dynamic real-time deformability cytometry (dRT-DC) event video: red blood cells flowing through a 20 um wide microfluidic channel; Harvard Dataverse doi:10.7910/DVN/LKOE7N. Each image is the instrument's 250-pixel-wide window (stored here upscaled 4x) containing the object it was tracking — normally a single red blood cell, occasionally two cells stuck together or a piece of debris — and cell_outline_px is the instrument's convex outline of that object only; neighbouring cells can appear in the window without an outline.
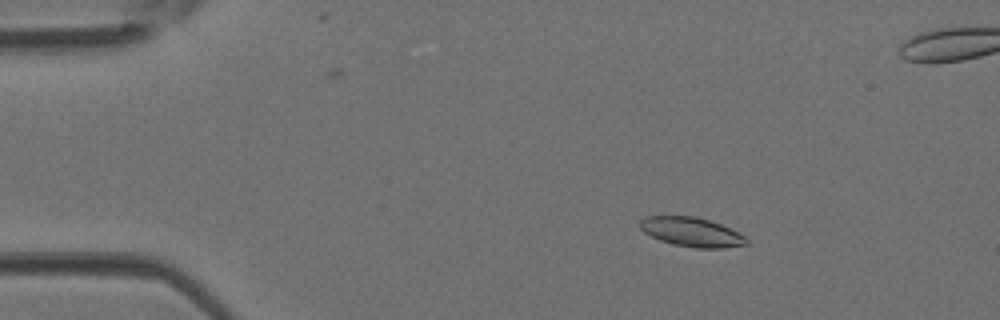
{"species": "Egyptian fruit bat (a non-hibernating species)", "species_latin": "Rousettus aegyptiacus", "temperature_condition": "room temperature", "stored_images_in_passage": 42, "camera_frame_rate_fps": 3000, "um_per_image_px": 0.085, "animal": {"sex": "female"}, "frame": {"image": 1, "passage_image": 6, "time_ms": 1.667, "image_size_px": [1000, 320], "cell_outline_px": [[748, 244], [724, 248], [696, 248], [672, 244], [660, 240], [644, 232], [640, 228], [640, 220], [644, 216], [692, 216], [708, 220], [720, 224], [740, 232], [748, 240]], "centroid_in_image_um": [58.79, 19.72], "position_along_channel_um": 26.2, "area_um2": 18.15}}
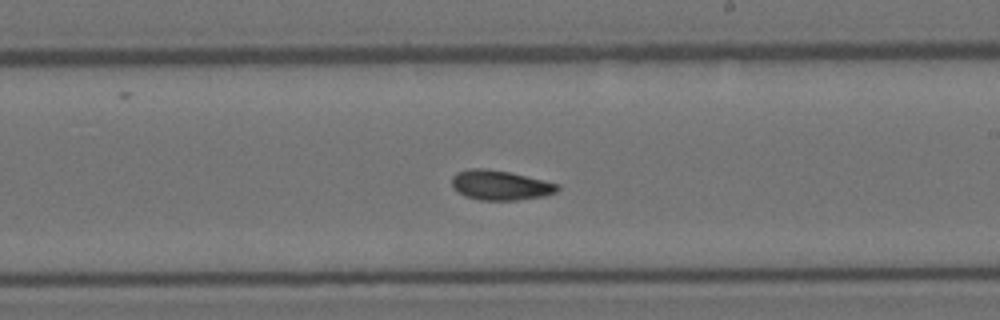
{"frame": {"image": 2, "passage_image": 24, "time_ms": 7.667, "image_size_px": [1000, 320], "cell_outline_px": [[560, 188], [556, 192], [544, 196], [516, 200], [480, 200], [464, 196], [456, 192], [452, 188], [452, 176], [456, 172], [472, 168], [484, 168], [508, 172], [544, 180], [560, 184]], "centroid_in_image_um": [42.5, 15.74], "position_along_channel_um": 246.5, "area_um2": 18.44}}
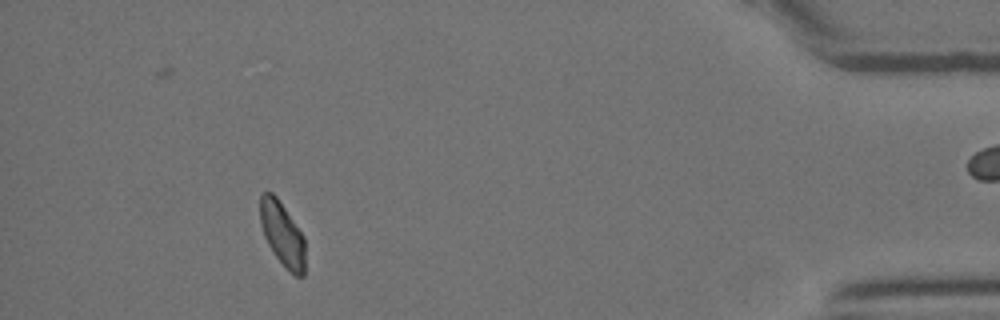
{"frame": {"image": 3, "passage_image": 38, "time_ms": 12.333, "image_size_px": [1000, 320], "cell_outline_px": [[304, 276], [296, 276], [272, 252], [264, 236], [260, 224], [260, 192], [272, 192], [276, 196], [304, 236]], "centroid_in_image_um": [23.97, 19.84], "position_along_channel_um": 411.2, "area_um2": 16.53}}